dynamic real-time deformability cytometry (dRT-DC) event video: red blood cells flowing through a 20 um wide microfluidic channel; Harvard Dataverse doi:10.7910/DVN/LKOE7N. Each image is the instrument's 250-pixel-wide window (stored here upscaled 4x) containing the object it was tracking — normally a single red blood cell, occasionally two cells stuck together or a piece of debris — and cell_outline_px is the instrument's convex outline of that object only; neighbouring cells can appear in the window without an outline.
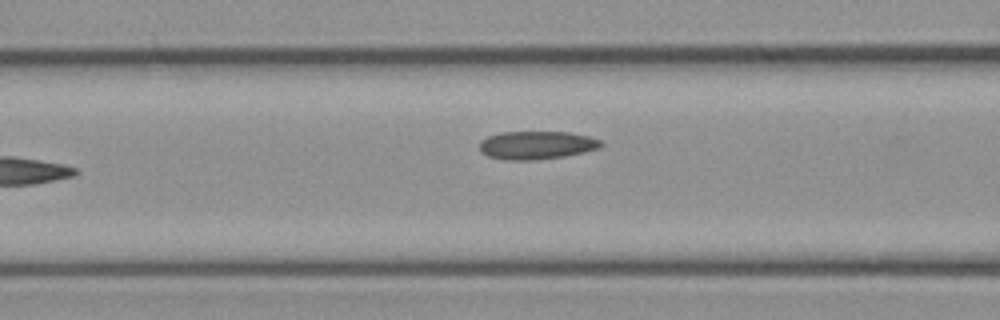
{"species": "common noctule bat (a hibernating species)", "species_latin": "Nyctalus noctula", "temperature_condition": "cold", "stored_images_in_passage": 7, "camera_frame_rate_fps": 3000, "um_per_image_px": 0.085, "animal": {"sex": "female", "body_mass_g": 21.9}, "frame": {"image": 1, "passage_image": 6, "time_ms": 1.667, "image_size_px": [1000, 320], "cell_outline_px": [[604, 144], [600, 148], [584, 152], [564, 156], [536, 160], [504, 160], [488, 156], [480, 152], [480, 140], [488, 136], [500, 132], [568, 132], [588, 136], [600, 140]], "centroid_in_image_um": [45.59, 12.34], "position_along_channel_um": 121.0, "area_um2": 20.06}}
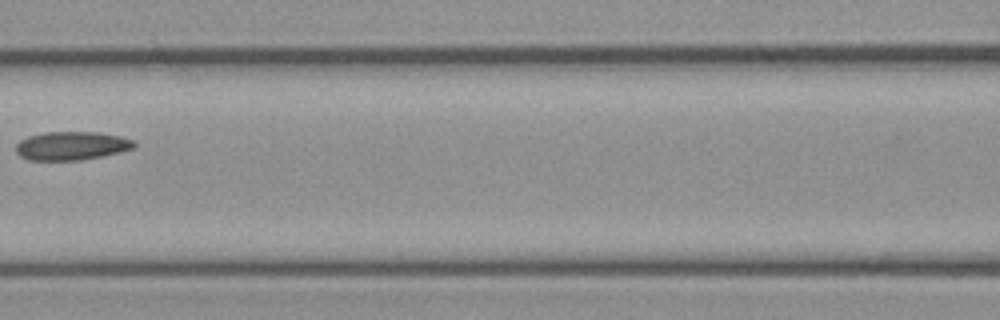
{"frame": {"image": 2, "passage_image": 7, "time_ms": 2.0, "image_size_px": [1000, 320], "cell_outline_px": [[136, 148], [120, 152], [80, 160], [28, 160], [20, 156], [16, 152], [16, 144], [20, 140], [28, 136], [48, 132], [96, 132], [120, 136], [132, 140], [136, 144]], "centroid_in_image_um": [6.08, 12.39], "position_along_channel_um": 160.5, "area_um2": 19.59}}